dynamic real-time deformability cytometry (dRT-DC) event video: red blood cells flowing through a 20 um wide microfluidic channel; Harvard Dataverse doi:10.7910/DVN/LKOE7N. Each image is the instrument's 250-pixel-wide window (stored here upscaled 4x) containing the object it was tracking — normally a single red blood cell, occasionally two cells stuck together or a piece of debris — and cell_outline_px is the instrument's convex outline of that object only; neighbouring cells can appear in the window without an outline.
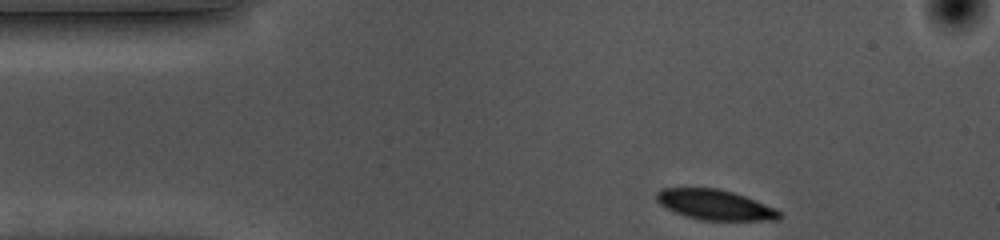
{"species": "common noctule bat (a hibernating species)", "species_latin": "Nyctalus noctula", "temperature_condition": "cold", "stored_images_in_passage": 37, "camera_frame_rate_fps": 3000, "um_per_image_px": 0.085, "animal": {"sex": "female", "body_mass_g": 10.0, "forearm_length_mm": 53.1}, "frame": {"image": 1, "passage_image": 1, "time_ms": 0.0, "image_size_px": [1000, 240], "cell_outline_px": [[780, 216], [776, 220], [704, 220], [688, 216], [676, 212], [660, 204], [656, 200], [656, 192], [660, 188], [716, 188], [732, 192], [756, 200], [776, 208], [780, 212]], "centroid_in_image_um": [60.77, 17.39], "position_along_channel_um": 24.2, "area_um2": 21.33}}
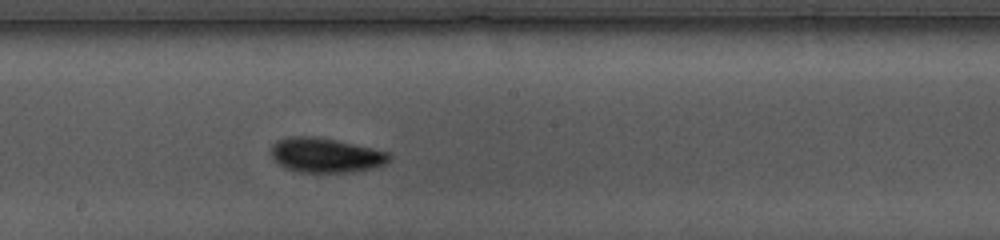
{"frame": {"image": 2, "passage_image": 22, "time_ms": 7.0, "image_size_px": [1000, 240], "cell_outline_px": [[392, 156], [384, 164], [372, 168], [348, 172], [300, 172], [288, 168], [280, 164], [268, 152], [272, 144], [276, 140], [288, 136], [316, 136], [336, 140], [372, 148], [388, 152]], "centroid_in_image_um": [27.64, 13.17], "position_along_channel_um": 220.6, "area_um2": 23.76}}
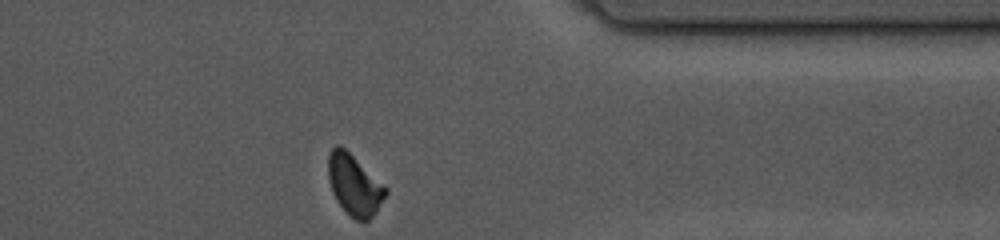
{"frame": {"image": 3, "passage_image": 37, "time_ms": 12.0, "image_size_px": [1000, 240], "cell_outline_px": [[388, 192], [376, 212], [368, 220], [356, 220], [348, 216], [336, 200], [332, 192], [328, 180], [328, 152], [336, 144], [340, 144], [384, 184], [388, 188]], "centroid_in_image_um": [30.1, 15.71], "position_along_channel_um": 381.3, "area_um2": 20.52}, "authors_computed_cell_mechanics": {"area_um2": 22.9466, "velocity_mm_per_s": 3.5365, "shape_relaxation_time_tau1_ms": 2.272, "shape_relaxation_time_tau2_ms": null, "deformation_change_tau1": 0.0976, "deformation_change_tau2": null}}